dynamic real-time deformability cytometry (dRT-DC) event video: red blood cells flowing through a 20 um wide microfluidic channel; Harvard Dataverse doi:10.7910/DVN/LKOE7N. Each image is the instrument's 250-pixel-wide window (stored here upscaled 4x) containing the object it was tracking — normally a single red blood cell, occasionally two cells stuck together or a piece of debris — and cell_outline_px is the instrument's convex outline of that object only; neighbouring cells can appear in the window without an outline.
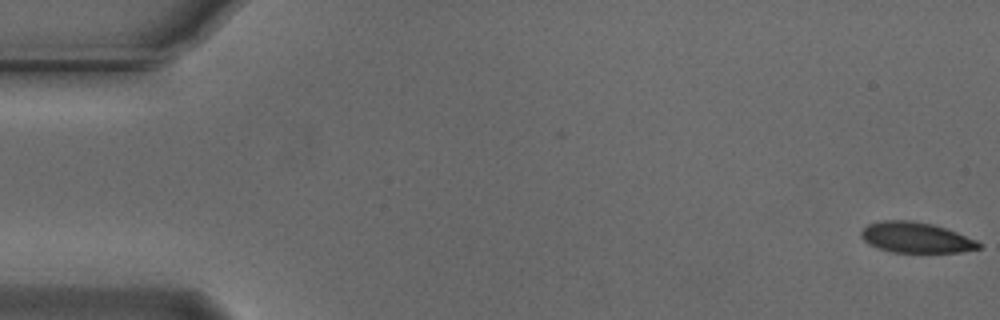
{"species": "Egyptian fruit bat (a non-hibernating species)", "species_latin": "Rousettus aegyptiacus", "temperature_condition": "cold", "stored_images_in_passage": 16, "camera_frame_rate_fps": 3000, "um_per_image_px": 0.085, "animal": {"sex": "male"}, "frame": {"image": 1, "passage_image": 1, "time_ms": 0.0, "image_size_px": [1000, 320], "cell_outline_px": [[980, 248], [960, 252], [892, 252], [876, 248], [868, 244], [860, 236], [860, 232], [868, 224], [880, 220], [912, 220], [932, 224], [956, 232], [976, 240], [980, 244]], "centroid_in_image_um": [77.8, 20.18], "position_along_channel_um": 7.2, "area_um2": 20.92}}